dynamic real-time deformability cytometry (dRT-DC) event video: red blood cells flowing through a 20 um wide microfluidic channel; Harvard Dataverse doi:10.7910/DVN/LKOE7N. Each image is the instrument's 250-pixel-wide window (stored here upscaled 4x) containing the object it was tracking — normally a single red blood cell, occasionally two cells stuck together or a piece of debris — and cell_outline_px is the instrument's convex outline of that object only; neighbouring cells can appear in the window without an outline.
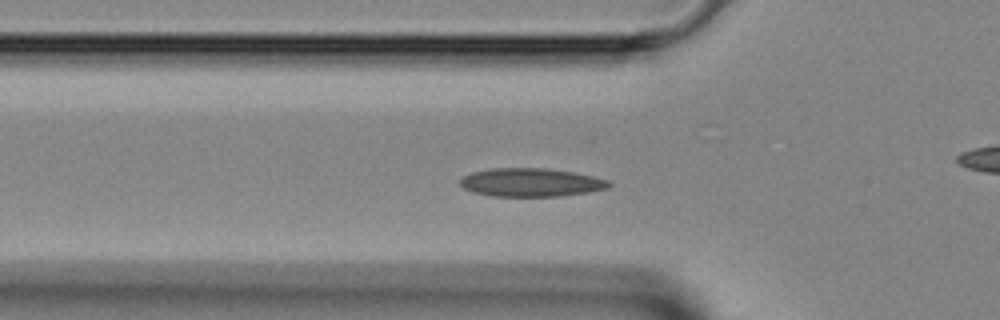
{"species": "Egyptian fruit bat (a non-hibernating species)", "species_latin": "Rousettus aegyptiacus", "temperature_condition": "room temperature", "stored_images_in_passage": 38, "camera_frame_rate_fps": 3000, "um_per_image_px": 0.085, "animal": {"sex": "female"}, "frame": {"image": 1, "passage_image": 7, "time_ms": 2.0, "image_size_px": [1000, 320], "cell_outline_px": [[612, 184], [608, 188], [588, 192], [560, 196], [492, 196], [472, 192], [464, 188], [460, 184], [460, 180], [464, 176], [472, 172], [492, 168], [544, 168], [572, 172], [592, 176], [608, 180]], "centroid_in_image_um": [45.12, 15.51], "position_along_channel_um": 80.7, "area_um2": 24.51}}
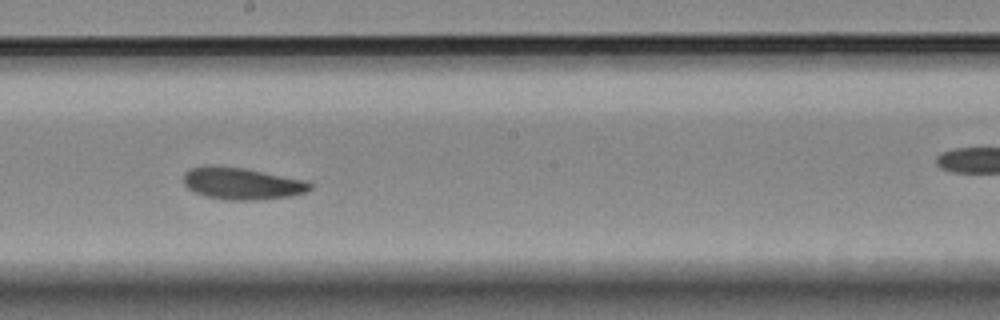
{"frame": {"image": 2, "passage_image": 17, "time_ms": 5.333, "image_size_px": [1000, 320], "cell_outline_px": [[312, 188], [308, 192], [288, 196], [256, 200], [224, 200], [208, 196], [196, 192], [188, 188], [184, 184], [184, 172], [192, 168], [204, 164], [216, 164], [244, 168], [308, 180], [312, 184]], "centroid_in_image_um": [20.57, 15.57], "position_along_channel_um": 227.6, "area_um2": 23.87}}
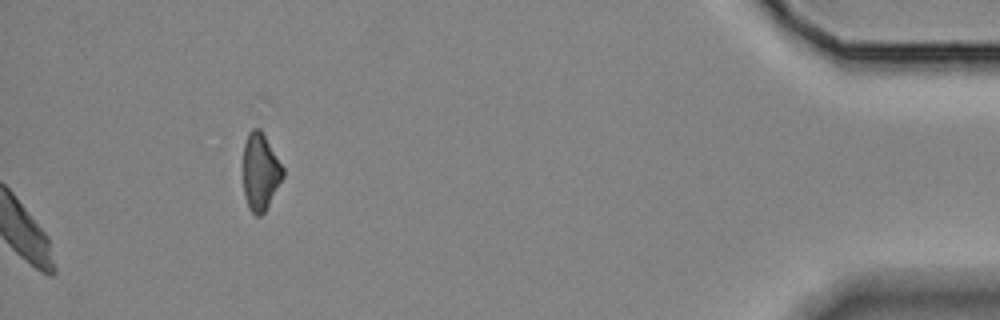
{"frame": {"image": 3, "passage_image": 38, "time_ms": 12.333, "image_size_px": [1000, 320], "cell_outline_px": [[284, 176], [264, 212], [260, 216], [256, 216], [248, 208], [244, 196], [244, 144], [248, 132], [252, 128], [260, 128], [284, 168]], "centroid_in_image_um": [22.13, 14.6], "position_along_channel_um": 413.1, "area_um2": 17.74}}